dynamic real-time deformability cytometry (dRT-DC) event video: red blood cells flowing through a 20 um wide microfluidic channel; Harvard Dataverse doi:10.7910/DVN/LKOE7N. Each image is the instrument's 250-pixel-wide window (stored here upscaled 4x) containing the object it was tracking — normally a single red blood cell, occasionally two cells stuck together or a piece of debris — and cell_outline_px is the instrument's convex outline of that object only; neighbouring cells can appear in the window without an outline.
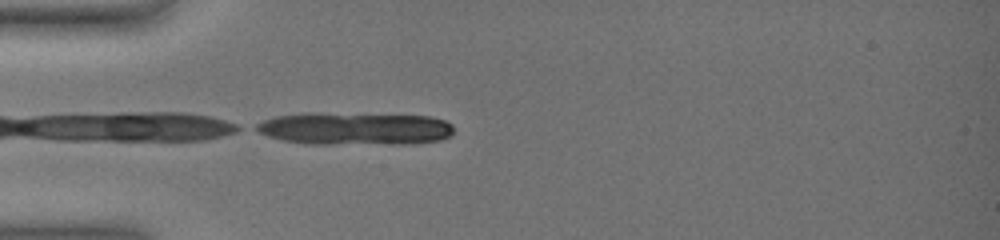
{"species": "common noctule bat (a hibernating species)", "species_latin": "Nyctalus noctula", "temperature_condition": "warm", "stored_images_in_passage": 34, "camera_frame_rate_fps": 3000, "um_per_image_px": 0.085, "animal": {"sex": "female", "body_mass_g": 19.0, "forearm_length_mm": 51.5}, "frame": {"image": 1, "passage_image": 1, "time_ms": 0.0, "image_size_px": [1000, 240], "cell_outline_px": [[456, 132], [452, 136], [440, 140], [416, 144], [304, 144], [280, 140], [268, 136], [252, 128], [256, 124], [264, 120], [276, 116], [428, 116], [444, 120], [452, 124]], "centroid_in_image_um": [30.28, 11.01], "position_along_channel_um": 54.7, "area_um2": 36.13}, "authors_computed_cell_mechanics": {"area_um2": 19.0451, "velocity_mm_per_s": 3.6509, "shape_relaxation_time_tau1_ms": 9.5037, "shape_relaxation_time_tau2_ms": 2.8574, "deformation_change_tau1": 0.3174, "deformation_change_tau2": 0.0555}}